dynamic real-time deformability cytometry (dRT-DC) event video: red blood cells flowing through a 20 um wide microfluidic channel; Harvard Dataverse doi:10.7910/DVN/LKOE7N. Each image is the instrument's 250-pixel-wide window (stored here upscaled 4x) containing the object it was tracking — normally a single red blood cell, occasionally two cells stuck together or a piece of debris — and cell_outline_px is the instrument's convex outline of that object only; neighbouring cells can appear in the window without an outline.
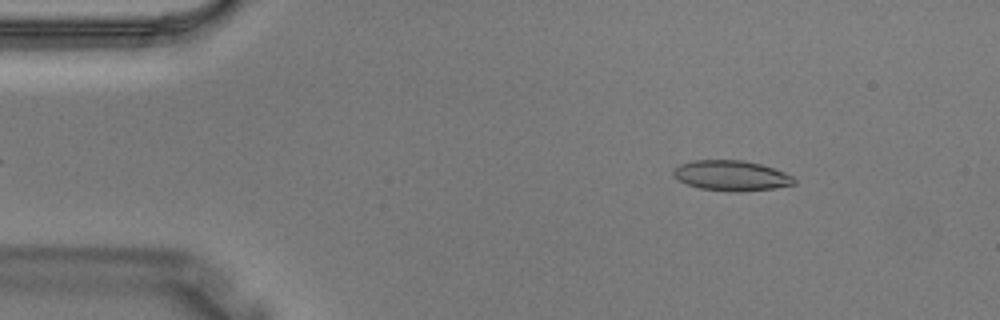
{"species": "Egyptian fruit bat (a non-hibernating species)", "species_latin": "Rousettus aegyptiacus", "temperature_condition": "warm", "stored_images_in_passage": 4, "camera_frame_rate_fps": 3000, "um_per_image_px": 0.085, "animal": {"sex": "male"}, "frame": {"image": 1, "passage_image": 4, "time_ms": 1.0, "image_size_px": [1000, 320], "cell_outline_px": [[796, 184], [776, 188], [740, 192], [700, 188], [688, 184], [680, 180], [672, 172], [680, 164], [692, 160], [744, 160], [760, 164], [784, 172], [792, 176], [796, 180]], "centroid_in_image_um": [62.21, 14.92], "position_along_channel_um": 22.8, "area_um2": 21.1}}